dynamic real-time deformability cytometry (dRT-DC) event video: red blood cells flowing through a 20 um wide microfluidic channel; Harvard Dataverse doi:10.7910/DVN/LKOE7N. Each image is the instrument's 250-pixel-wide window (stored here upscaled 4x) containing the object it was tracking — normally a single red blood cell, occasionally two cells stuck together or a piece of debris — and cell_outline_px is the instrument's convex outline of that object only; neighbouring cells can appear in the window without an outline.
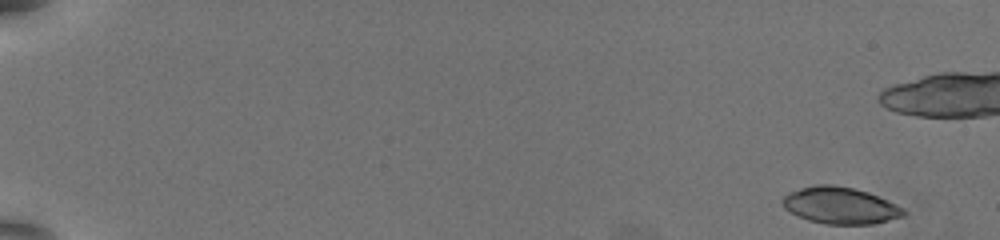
{"species": "common noctule bat (a hibernating species)", "species_latin": "Nyctalus noctula", "temperature_condition": "warm", "stored_images_in_passage": 56, "camera_frame_rate_fps": 3000, "um_per_image_px": 0.085, "animal": {"sex": "female", "body_mass_g": 19.5, "forearm_length_mm": 54.1}, "frame": {"image": 1, "passage_image": 1, "time_ms": 0.0, "image_size_px": [1000, 240], "cell_outline_px": [[908, 212], [904, 216], [872, 224], [824, 224], [808, 220], [788, 212], [784, 208], [780, 200], [788, 192], [800, 188], [816, 184], [832, 184], [852, 188], [868, 192], [896, 204], [904, 208]], "centroid_in_image_um": [71.39, 17.46], "position_along_channel_um": 13.6, "area_um2": 26.13}}
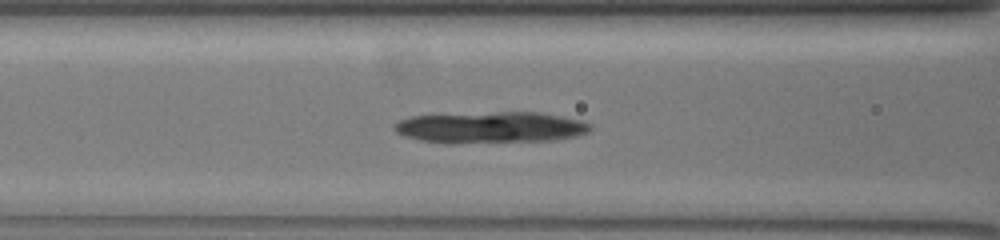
{"frame": {"image": 2, "passage_image": 25, "time_ms": 8.0, "image_size_px": [1000, 240], "cell_outline_px": [[592, 128], [588, 132], [576, 136], [556, 140], [452, 144], [444, 144], [420, 140], [404, 136], [396, 132], [392, 128], [392, 124], [400, 120], [412, 116], [500, 112], [536, 112], [584, 120], [592, 124]], "centroid_in_image_um": [41.7, 10.85], "position_along_channel_um": 124.9, "area_um2": 36.24}}
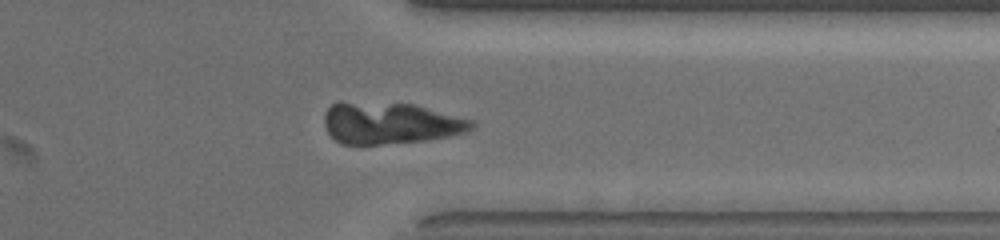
{"frame": {"image": 3, "passage_image": 45, "time_ms": 14.667, "image_size_px": [1000, 240], "cell_outline_px": [[476, 124], [472, 128], [464, 132], [452, 136], [428, 140], [380, 144], [340, 144], [328, 132], [324, 124], [324, 112], [332, 104], [340, 100], [412, 104], [476, 120]], "centroid_in_image_um": [33.17, 10.45], "position_along_channel_um": 378.2, "area_um2": 36.24}}